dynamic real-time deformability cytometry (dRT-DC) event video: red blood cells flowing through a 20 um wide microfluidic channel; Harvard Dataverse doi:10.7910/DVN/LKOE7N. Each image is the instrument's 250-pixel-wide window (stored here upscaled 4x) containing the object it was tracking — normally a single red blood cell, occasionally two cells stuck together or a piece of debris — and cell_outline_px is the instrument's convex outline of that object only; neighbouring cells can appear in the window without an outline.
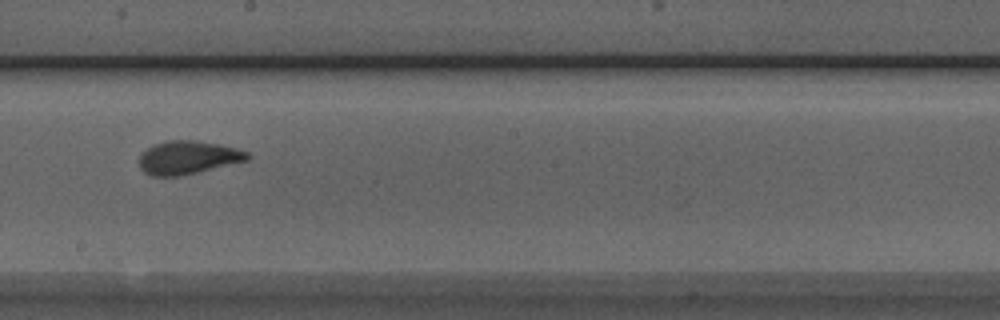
{"species": "Egyptian fruit bat (a non-hibernating species)", "species_latin": "Rousettus aegyptiacus", "temperature_condition": "room temperature", "stored_images_in_passage": 9, "camera_frame_rate_fps": 3000, "um_per_image_px": 0.085, "animal": {"sex": "male"}, "frame": {"image": 1, "passage_image": 9, "time_ms": 2.667, "image_size_px": [1000, 320], "cell_outline_px": [[252, 156], [248, 160], [180, 176], [152, 176], [144, 172], [140, 168], [140, 152], [152, 144], [168, 140], [196, 140], [236, 148], [248, 152]], "centroid_in_image_um": [15.95, 13.38], "position_along_channel_um": 232.3, "area_um2": 21.04}}